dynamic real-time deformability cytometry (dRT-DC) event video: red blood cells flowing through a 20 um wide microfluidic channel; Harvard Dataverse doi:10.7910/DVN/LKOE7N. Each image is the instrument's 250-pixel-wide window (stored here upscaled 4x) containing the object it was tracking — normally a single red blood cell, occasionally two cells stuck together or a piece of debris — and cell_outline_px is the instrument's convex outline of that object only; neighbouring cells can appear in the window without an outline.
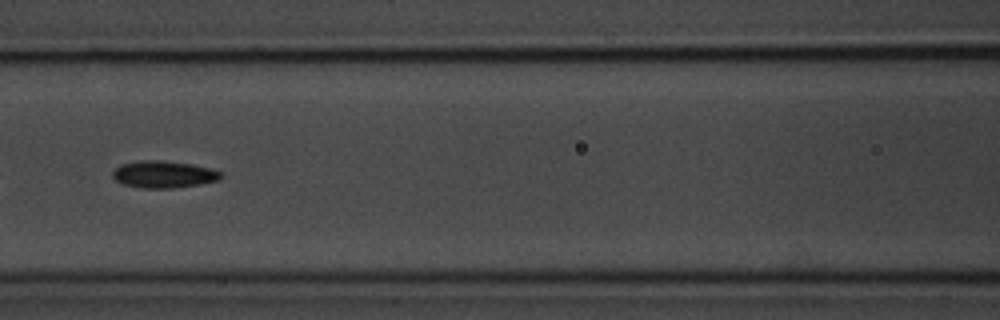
{"species": "common noctule bat (a hibernating species)", "species_latin": "Nyctalus noctula", "temperature_condition": "room temperature", "stored_images_in_passage": 8, "camera_frame_rate_fps": 3000, "um_per_image_px": 0.085, "animal": {"sex": "male", "body_mass_g": 20.1, "forearm_length_mm": 53.5}, "frame": {"image": 1, "passage_image": 7, "time_ms": 7.333, "image_size_px": [1000, 320], "cell_outline_px": [[224, 176], [220, 180], [200, 184], [172, 188], [140, 188], [124, 184], [116, 180], [112, 176], [112, 172], [120, 164], [144, 160], [160, 160], [192, 164], [212, 168], [220, 172]], "centroid_in_image_um": [13.94, 14.82], "position_along_channel_um": 152.7, "area_um2": 17.11}}
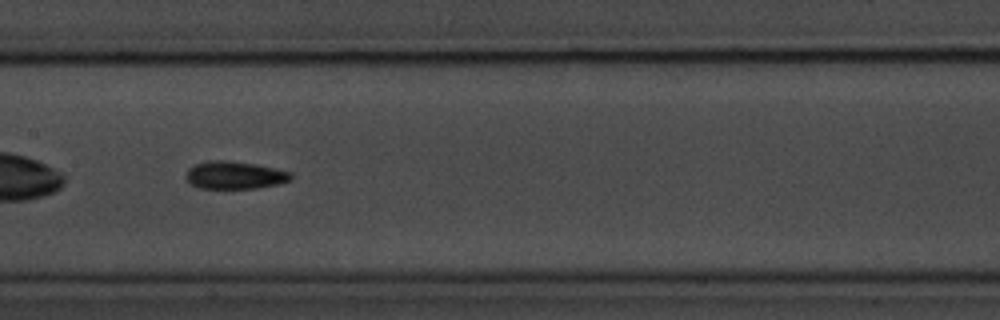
{"frame": {"image": 2, "passage_image": 8, "time_ms": 8.333, "image_size_px": [1000, 320], "cell_outline_px": [[292, 180], [280, 184], [256, 188], [196, 188], [184, 176], [188, 168], [196, 164], [208, 160], [224, 160], [256, 164], [292, 172]], "centroid_in_image_um": [19.96, 14.89], "position_along_channel_um": 187.4, "area_um2": 17.05}}